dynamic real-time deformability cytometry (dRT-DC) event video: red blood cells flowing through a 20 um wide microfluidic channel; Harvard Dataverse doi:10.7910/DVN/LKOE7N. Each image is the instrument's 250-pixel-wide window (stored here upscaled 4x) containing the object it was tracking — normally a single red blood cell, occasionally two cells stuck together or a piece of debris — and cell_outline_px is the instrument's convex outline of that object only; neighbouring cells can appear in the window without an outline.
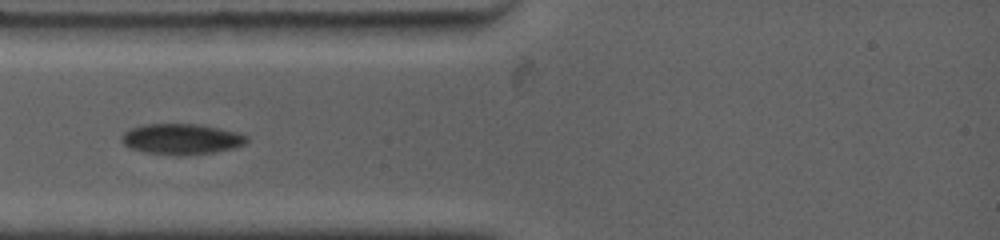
{"species": "common noctule bat (a hibernating species)", "species_latin": "Nyctalus noctula", "temperature_condition": "warm", "stored_images_in_passage": 27, "camera_frame_rate_fps": 4500, "um_per_image_px": 0.085, "animal": {"sex": "female", "body_mass_g": 19.0, "forearm_length_mm": 53.3}, "frame": {"image": 1, "passage_image": 1, "time_ms": 0.0, "image_size_px": [1000, 240], "cell_outline_px": [[248, 140], [244, 144], [232, 148], [212, 152], [180, 156], [148, 152], [128, 148], [120, 140], [120, 136], [124, 132], [132, 128], [144, 124], [196, 124], [220, 128], [240, 132], [248, 136]], "centroid_in_image_um": [15.41, 11.81], "position_along_channel_um": 69.6, "area_um2": 22.37}}
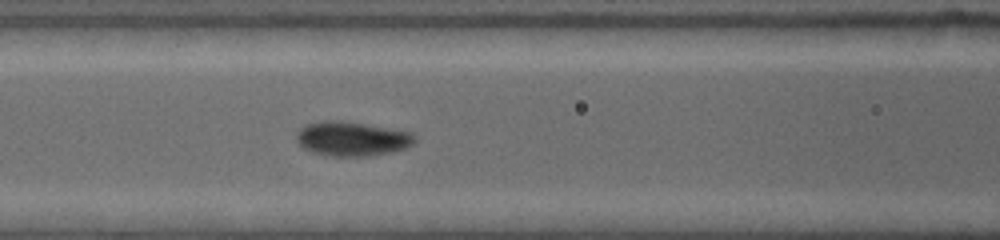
{"frame": {"image": 2, "passage_image": 15, "time_ms": 1.778, "image_size_px": [1000, 240], "cell_outline_px": [[416, 140], [408, 148], [392, 152], [372, 156], [328, 156], [312, 152], [304, 148], [296, 140], [296, 132], [300, 128], [308, 124], [320, 120], [340, 120], [412, 132], [416, 136]], "centroid_in_image_um": [29.92, 11.8], "position_along_channel_um": 136.7, "area_um2": 23.93}}
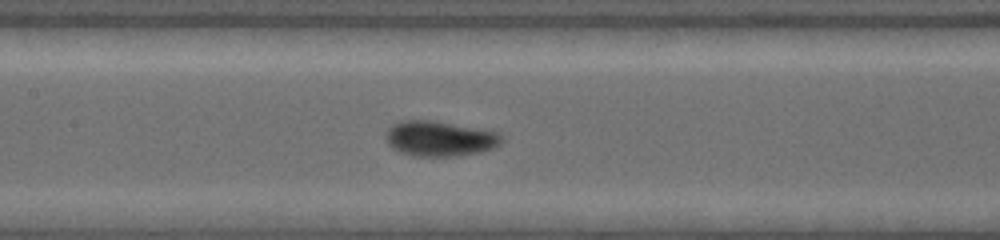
{"frame": {"image": 3, "passage_image": 22, "time_ms": 2.667, "image_size_px": [1000, 240], "cell_outline_px": [[504, 136], [500, 144], [492, 148], [480, 152], [456, 156], [412, 156], [400, 152], [392, 148], [388, 144], [388, 128], [392, 124], [400, 120], [432, 120], [484, 128], [496, 132]], "centroid_in_image_um": [37.41, 11.77], "position_along_channel_um": 170.0, "area_um2": 23.99}}